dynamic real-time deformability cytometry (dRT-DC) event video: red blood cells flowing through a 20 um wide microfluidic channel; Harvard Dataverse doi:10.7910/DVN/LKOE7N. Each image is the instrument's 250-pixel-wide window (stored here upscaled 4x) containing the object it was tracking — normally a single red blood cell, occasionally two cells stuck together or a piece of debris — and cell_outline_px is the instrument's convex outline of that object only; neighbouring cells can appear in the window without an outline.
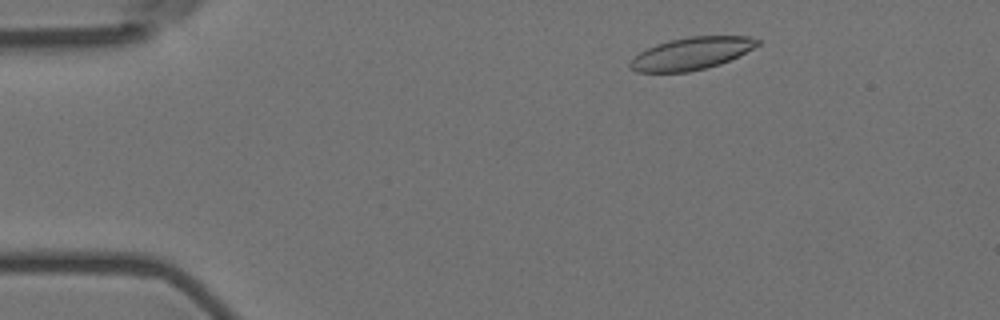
{"species": "Egyptian fruit bat (a non-hibernating species)", "species_latin": "Rousettus aegyptiacus", "temperature_condition": "room temperature", "stored_images_in_passage": 53, "camera_frame_rate_fps": 3000, "um_per_image_px": 0.085, "animal": {"sex": "female"}, "frame": {"image": 1, "passage_image": 6, "time_ms": 1.667, "image_size_px": [1000, 320], "cell_outline_px": [[760, 44], [720, 64], [688, 72], [636, 72], [628, 68], [628, 64], [640, 52], [656, 44], [668, 40], [688, 36], [748, 36], [760, 40]], "centroid_in_image_um": [58.73, 4.54], "position_along_channel_um": 26.3, "area_um2": 23.81}}
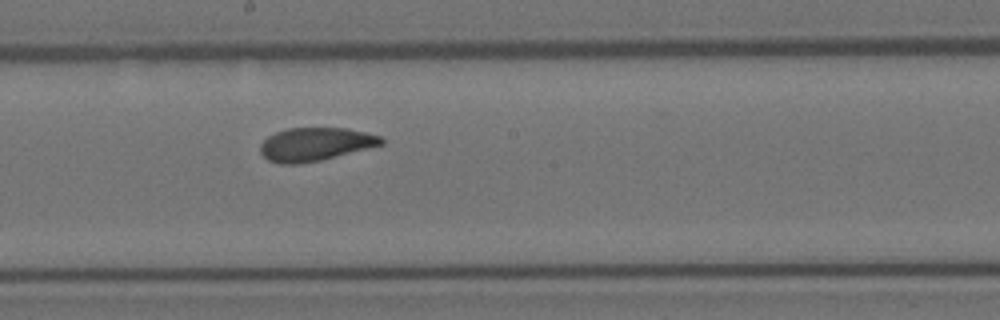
{"frame": {"image": 2, "passage_image": 28, "time_ms": 9.0, "image_size_px": [1000, 320], "cell_outline_px": [[384, 144], [320, 160], [296, 164], [280, 164], [268, 160], [260, 152], [260, 144], [268, 136], [276, 132], [288, 128], [348, 128], [368, 132], [380, 136], [384, 140]], "centroid_in_image_um": [26.8, 12.25], "position_along_channel_um": 221.4, "area_um2": 23.41}}
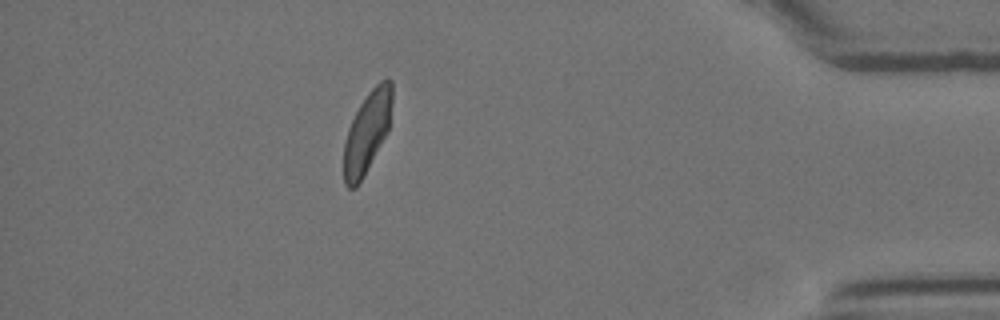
{"frame": {"image": 3, "passage_image": 47, "time_ms": 15.333, "image_size_px": [1000, 320], "cell_outline_px": [[392, 104], [388, 128], [364, 176], [356, 188], [348, 188], [344, 184], [344, 144], [348, 128], [360, 104], [368, 92], [380, 80], [388, 76], [392, 80]], "centroid_in_image_um": [31.2, 11.2], "position_along_channel_um": 404.0, "area_um2": 22.6}, "authors_computed_cell_mechanics": {"area_um2": 24.1026, "velocity_mm_per_s": 3.5894, "shape_relaxation_time_tau1_ms": 5.3106, "shape_relaxation_time_tau2_ms": 1.8678, "deformation_change_tau1": 0.1414, "deformation_change_tau2": 0.0749}}